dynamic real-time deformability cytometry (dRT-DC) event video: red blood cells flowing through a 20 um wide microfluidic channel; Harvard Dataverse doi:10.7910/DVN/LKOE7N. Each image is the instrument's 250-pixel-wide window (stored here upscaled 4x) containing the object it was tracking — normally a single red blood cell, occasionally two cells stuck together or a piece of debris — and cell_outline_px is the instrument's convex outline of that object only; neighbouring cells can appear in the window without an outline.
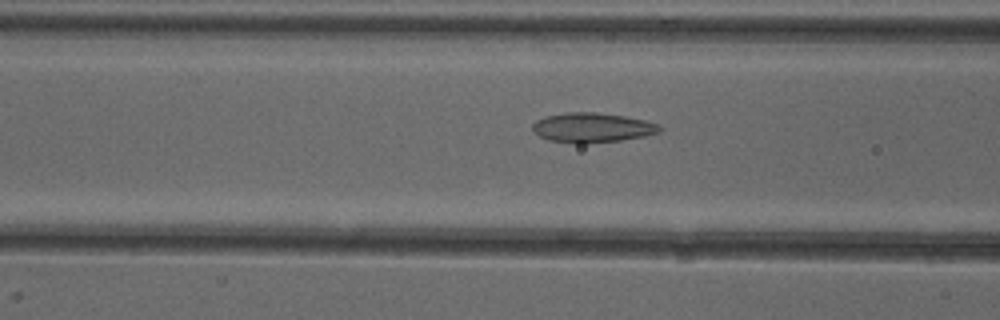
{"species": "common noctule bat (a hibernating species)", "species_latin": "Nyctalus noctula", "temperature_condition": "cold", "stored_images_in_passage": 51, "camera_frame_rate_fps": 3000, "um_per_image_px": 0.085, "animal": {"sex": "female"}, "frame": {"image": 1, "passage_image": 20, "time_ms": 6.333, "image_size_px": [1000, 320], "cell_outline_px": [[664, 128], [660, 132], [644, 136], [620, 140], [584, 144], [576, 144], [548, 140], [532, 132], [532, 124], [536, 120], [544, 116], [564, 112], [596, 112], [624, 116], [644, 120], [660, 124]], "centroid_in_image_um": [50.32, 10.85], "position_along_channel_um": 116.3, "area_um2": 22.31}}
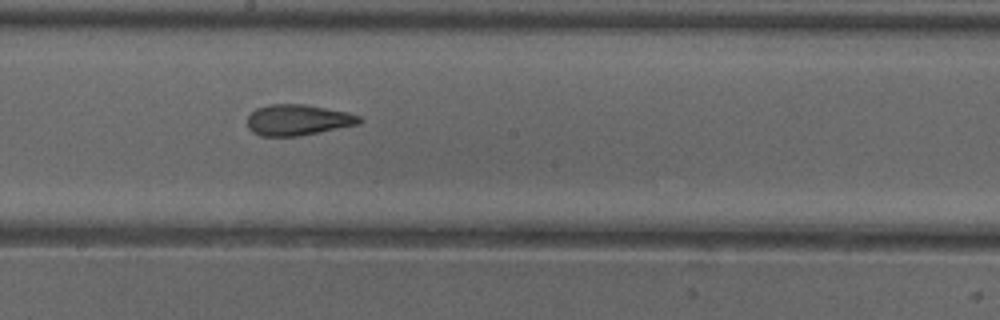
{"frame": {"image": 2, "passage_image": 28, "time_ms": 9.0, "image_size_px": [1000, 320], "cell_outline_px": [[364, 120], [360, 124], [300, 136], [260, 136], [252, 132], [248, 128], [248, 116], [256, 108], [268, 104], [304, 104], [348, 112], [360, 116]], "centroid_in_image_um": [25.33, 10.2], "position_along_channel_um": 222.9, "area_um2": 20.35}}
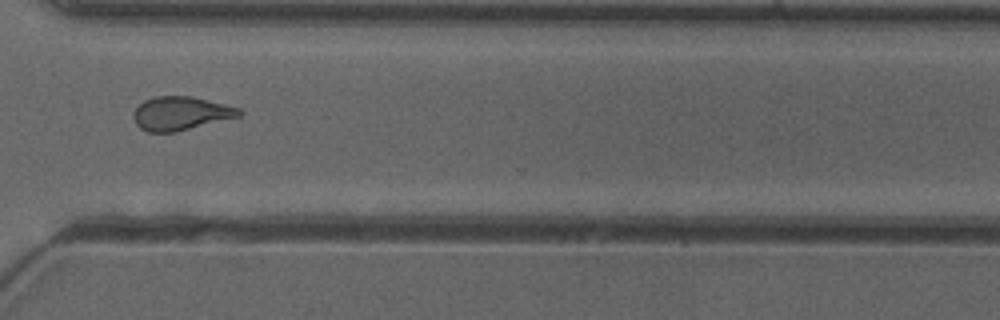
{"frame": {"image": 3, "passage_image": 38, "time_ms": 12.333, "image_size_px": [1000, 320], "cell_outline_px": [[244, 112], [240, 116], [176, 132], [148, 132], [140, 128], [136, 124], [132, 116], [132, 112], [144, 100], [156, 96], [192, 96], [240, 108]], "centroid_in_image_um": [15.35, 9.64], "position_along_channel_um": 355.3, "area_um2": 20.75}, "authors_computed_cell_mechanics": {"area_um2": 21.097, "velocity_mm_per_s": 3.9821, "shape_relaxation_time_tau1_ms": null, "shape_relaxation_time_tau2_ms": 1.9011, "deformation_change_tau1": null, "deformation_change_tau2": 0.1045}}